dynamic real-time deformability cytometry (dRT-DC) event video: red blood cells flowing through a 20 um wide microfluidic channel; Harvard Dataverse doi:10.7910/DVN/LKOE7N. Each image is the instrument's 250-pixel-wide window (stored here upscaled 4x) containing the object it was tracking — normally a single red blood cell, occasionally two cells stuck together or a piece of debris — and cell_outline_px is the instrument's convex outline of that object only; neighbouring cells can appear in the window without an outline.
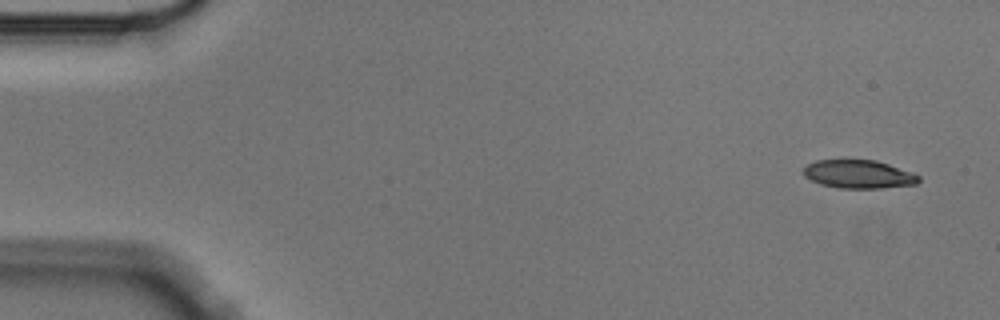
{"species": "Egyptian fruit bat (a non-hibernating species)", "species_latin": "Rousettus aegyptiacus", "temperature_condition": "cold", "stored_images_in_passage": 8, "camera_frame_rate_fps": 3000, "um_per_image_px": 0.085, "animal": {"sex": "male"}, "frame": {"image": 1, "passage_image": 1, "time_ms": 0.0, "image_size_px": [1000, 320], "cell_outline_px": [[920, 180], [916, 184], [880, 188], [840, 188], [820, 184], [804, 176], [804, 168], [808, 164], [816, 160], [876, 160], [912, 172], [920, 176]], "centroid_in_image_um": [72.99, 14.81], "position_along_channel_um": 12.0, "area_um2": 18.9}}
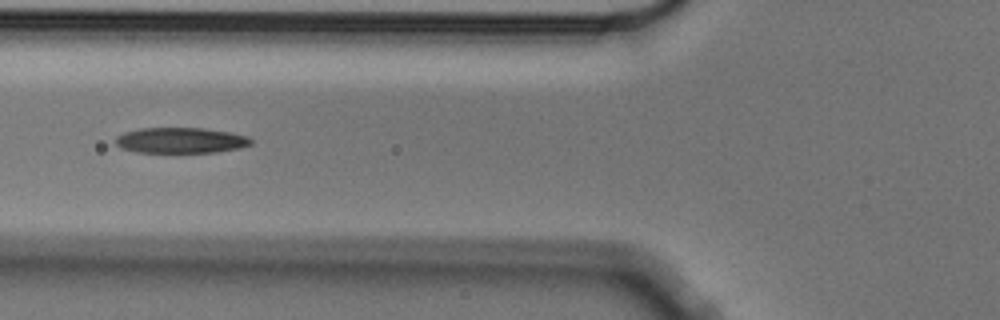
{"frame": {"image": 2, "passage_image": 6, "time_ms": 1.667, "image_size_px": [1000, 320], "cell_outline_px": [[252, 144], [240, 148], [216, 152], [136, 152], [120, 148], [116, 144], [116, 136], [124, 132], [140, 128], [204, 128], [232, 132], [248, 136], [252, 140]], "centroid_in_image_um": [15.38, 11.92], "position_along_channel_um": 110.4, "area_um2": 20.35}}
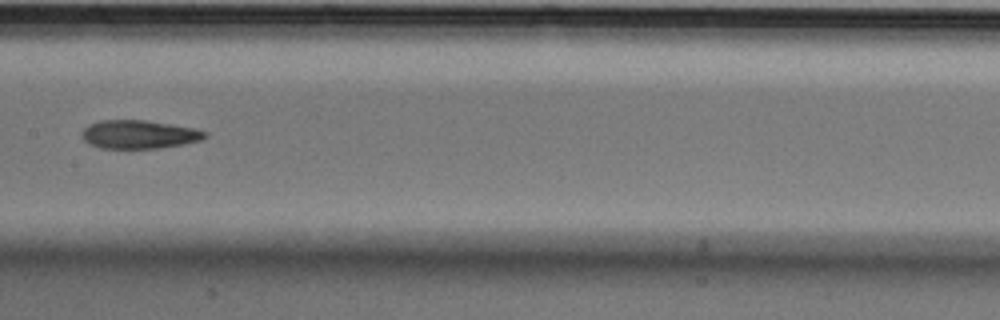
{"frame": {"image": 3, "passage_image": 8, "time_ms": 2.333, "image_size_px": [1000, 320], "cell_outline_px": [[208, 136], [200, 140], [184, 144], [160, 148], [100, 148], [88, 144], [80, 136], [80, 132], [88, 124], [100, 120], [144, 120], [192, 128], [208, 132]], "centroid_in_image_um": [11.76, 11.43], "position_along_channel_um": 195.6, "area_um2": 20.46}}